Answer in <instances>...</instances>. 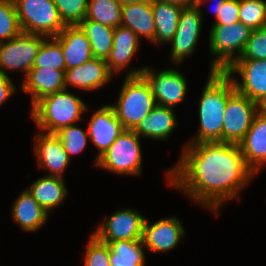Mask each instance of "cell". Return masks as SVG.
Segmentation results:
<instances>
[{
	"label": "cell",
	"mask_w": 266,
	"mask_h": 266,
	"mask_svg": "<svg viewBox=\"0 0 266 266\" xmlns=\"http://www.w3.org/2000/svg\"><path fill=\"white\" fill-rule=\"evenodd\" d=\"M181 150L179 161L165 173L168 186L216 216L227 201L238 202L255 178L236 143H185Z\"/></svg>",
	"instance_id": "obj_1"
},
{
	"label": "cell",
	"mask_w": 266,
	"mask_h": 266,
	"mask_svg": "<svg viewBox=\"0 0 266 266\" xmlns=\"http://www.w3.org/2000/svg\"><path fill=\"white\" fill-rule=\"evenodd\" d=\"M198 103L199 130L186 143L223 142L224 111L229 97L236 91L225 72H209Z\"/></svg>",
	"instance_id": "obj_2"
},
{
	"label": "cell",
	"mask_w": 266,
	"mask_h": 266,
	"mask_svg": "<svg viewBox=\"0 0 266 266\" xmlns=\"http://www.w3.org/2000/svg\"><path fill=\"white\" fill-rule=\"evenodd\" d=\"M89 106L77 95L64 89L49 94L37 101L30 111V117L37 130L47 134H55L61 128L75 125L84 118Z\"/></svg>",
	"instance_id": "obj_3"
},
{
	"label": "cell",
	"mask_w": 266,
	"mask_h": 266,
	"mask_svg": "<svg viewBox=\"0 0 266 266\" xmlns=\"http://www.w3.org/2000/svg\"><path fill=\"white\" fill-rule=\"evenodd\" d=\"M116 101L109 103L124 129L133 130L157 105L141 76H125Z\"/></svg>",
	"instance_id": "obj_4"
},
{
	"label": "cell",
	"mask_w": 266,
	"mask_h": 266,
	"mask_svg": "<svg viewBox=\"0 0 266 266\" xmlns=\"http://www.w3.org/2000/svg\"><path fill=\"white\" fill-rule=\"evenodd\" d=\"M208 31L210 73L226 71L245 49L252 30L240 21L231 25H212Z\"/></svg>",
	"instance_id": "obj_5"
},
{
	"label": "cell",
	"mask_w": 266,
	"mask_h": 266,
	"mask_svg": "<svg viewBox=\"0 0 266 266\" xmlns=\"http://www.w3.org/2000/svg\"><path fill=\"white\" fill-rule=\"evenodd\" d=\"M140 136L124 129L98 161L96 167L120 176L142 174V146Z\"/></svg>",
	"instance_id": "obj_6"
},
{
	"label": "cell",
	"mask_w": 266,
	"mask_h": 266,
	"mask_svg": "<svg viewBox=\"0 0 266 266\" xmlns=\"http://www.w3.org/2000/svg\"><path fill=\"white\" fill-rule=\"evenodd\" d=\"M21 31L56 37L66 27L52 0H14Z\"/></svg>",
	"instance_id": "obj_7"
},
{
	"label": "cell",
	"mask_w": 266,
	"mask_h": 266,
	"mask_svg": "<svg viewBox=\"0 0 266 266\" xmlns=\"http://www.w3.org/2000/svg\"><path fill=\"white\" fill-rule=\"evenodd\" d=\"M153 68L145 66L140 76L148 84L157 105L174 109L175 106L183 103L188 91V80L185 74L175 67L162 68L161 71Z\"/></svg>",
	"instance_id": "obj_8"
},
{
	"label": "cell",
	"mask_w": 266,
	"mask_h": 266,
	"mask_svg": "<svg viewBox=\"0 0 266 266\" xmlns=\"http://www.w3.org/2000/svg\"><path fill=\"white\" fill-rule=\"evenodd\" d=\"M45 38L43 35L21 32L11 40L1 42L0 72L10 76L7 72L21 71L26 76L33 67L38 50Z\"/></svg>",
	"instance_id": "obj_9"
},
{
	"label": "cell",
	"mask_w": 266,
	"mask_h": 266,
	"mask_svg": "<svg viewBox=\"0 0 266 266\" xmlns=\"http://www.w3.org/2000/svg\"><path fill=\"white\" fill-rule=\"evenodd\" d=\"M202 10L197 5L182 8L176 33L168 43L171 46L169 59L172 66L177 65L178 68L184 59L191 57L195 52L204 20Z\"/></svg>",
	"instance_id": "obj_10"
},
{
	"label": "cell",
	"mask_w": 266,
	"mask_h": 266,
	"mask_svg": "<svg viewBox=\"0 0 266 266\" xmlns=\"http://www.w3.org/2000/svg\"><path fill=\"white\" fill-rule=\"evenodd\" d=\"M145 219L136 209H119L98 225L92 234L106 244L118 240H142Z\"/></svg>",
	"instance_id": "obj_11"
},
{
	"label": "cell",
	"mask_w": 266,
	"mask_h": 266,
	"mask_svg": "<svg viewBox=\"0 0 266 266\" xmlns=\"http://www.w3.org/2000/svg\"><path fill=\"white\" fill-rule=\"evenodd\" d=\"M258 104L235 91L228 99L223 121V142L238 144L251 127Z\"/></svg>",
	"instance_id": "obj_12"
},
{
	"label": "cell",
	"mask_w": 266,
	"mask_h": 266,
	"mask_svg": "<svg viewBox=\"0 0 266 266\" xmlns=\"http://www.w3.org/2000/svg\"><path fill=\"white\" fill-rule=\"evenodd\" d=\"M238 93L259 104L266 98V60H236L226 71ZM241 78L234 77L237 75Z\"/></svg>",
	"instance_id": "obj_13"
},
{
	"label": "cell",
	"mask_w": 266,
	"mask_h": 266,
	"mask_svg": "<svg viewBox=\"0 0 266 266\" xmlns=\"http://www.w3.org/2000/svg\"><path fill=\"white\" fill-rule=\"evenodd\" d=\"M185 229L178 217L170 216L143 225V246L153 253H165L179 245L185 236Z\"/></svg>",
	"instance_id": "obj_14"
},
{
	"label": "cell",
	"mask_w": 266,
	"mask_h": 266,
	"mask_svg": "<svg viewBox=\"0 0 266 266\" xmlns=\"http://www.w3.org/2000/svg\"><path fill=\"white\" fill-rule=\"evenodd\" d=\"M87 129L90 141L98 150L93 161L94 166H96L98 159L106 153L123 132L124 127L115 115L113 108L109 103H105L93 112Z\"/></svg>",
	"instance_id": "obj_15"
},
{
	"label": "cell",
	"mask_w": 266,
	"mask_h": 266,
	"mask_svg": "<svg viewBox=\"0 0 266 266\" xmlns=\"http://www.w3.org/2000/svg\"><path fill=\"white\" fill-rule=\"evenodd\" d=\"M34 135V155L37 159V167L46 170L45 176L64 178L66 168L71 159L68 157L61 140L56 134H47L37 131Z\"/></svg>",
	"instance_id": "obj_16"
},
{
	"label": "cell",
	"mask_w": 266,
	"mask_h": 266,
	"mask_svg": "<svg viewBox=\"0 0 266 266\" xmlns=\"http://www.w3.org/2000/svg\"><path fill=\"white\" fill-rule=\"evenodd\" d=\"M140 41L141 39L131 29L121 25L114 28L113 47L106 60L109 70L114 75L127 68L129 70L125 76H140L145 66L129 68L134 56L140 51L138 48Z\"/></svg>",
	"instance_id": "obj_17"
},
{
	"label": "cell",
	"mask_w": 266,
	"mask_h": 266,
	"mask_svg": "<svg viewBox=\"0 0 266 266\" xmlns=\"http://www.w3.org/2000/svg\"><path fill=\"white\" fill-rule=\"evenodd\" d=\"M113 77L106 60L93 57L86 63L65 71V89L72 86L79 91H97L109 85Z\"/></svg>",
	"instance_id": "obj_18"
},
{
	"label": "cell",
	"mask_w": 266,
	"mask_h": 266,
	"mask_svg": "<svg viewBox=\"0 0 266 266\" xmlns=\"http://www.w3.org/2000/svg\"><path fill=\"white\" fill-rule=\"evenodd\" d=\"M19 89L30 94L32 107L44 96L65 89V72L56 68L32 67L22 79Z\"/></svg>",
	"instance_id": "obj_19"
},
{
	"label": "cell",
	"mask_w": 266,
	"mask_h": 266,
	"mask_svg": "<svg viewBox=\"0 0 266 266\" xmlns=\"http://www.w3.org/2000/svg\"><path fill=\"white\" fill-rule=\"evenodd\" d=\"M247 166L258 175L266 167V116L258 112L245 137L238 143Z\"/></svg>",
	"instance_id": "obj_20"
},
{
	"label": "cell",
	"mask_w": 266,
	"mask_h": 266,
	"mask_svg": "<svg viewBox=\"0 0 266 266\" xmlns=\"http://www.w3.org/2000/svg\"><path fill=\"white\" fill-rule=\"evenodd\" d=\"M178 125L173 108L156 105L133 131L144 139L166 141L172 136Z\"/></svg>",
	"instance_id": "obj_21"
},
{
	"label": "cell",
	"mask_w": 266,
	"mask_h": 266,
	"mask_svg": "<svg viewBox=\"0 0 266 266\" xmlns=\"http://www.w3.org/2000/svg\"><path fill=\"white\" fill-rule=\"evenodd\" d=\"M56 38L61 43L66 70L82 65L93 58L90 42L78 25L66 26Z\"/></svg>",
	"instance_id": "obj_22"
},
{
	"label": "cell",
	"mask_w": 266,
	"mask_h": 266,
	"mask_svg": "<svg viewBox=\"0 0 266 266\" xmlns=\"http://www.w3.org/2000/svg\"><path fill=\"white\" fill-rule=\"evenodd\" d=\"M11 218L23 231L36 232L48 221L50 214L24 189L14 200Z\"/></svg>",
	"instance_id": "obj_23"
},
{
	"label": "cell",
	"mask_w": 266,
	"mask_h": 266,
	"mask_svg": "<svg viewBox=\"0 0 266 266\" xmlns=\"http://www.w3.org/2000/svg\"><path fill=\"white\" fill-rule=\"evenodd\" d=\"M120 25L131 29L141 40L145 38L152 43L156 25L151 1L124 4Z\"/></svg>",
	"instance_id": "obj_24"
},
{
	"label": "cell",
	"mask_w": 266,
	"mask_h": 266,
	"mask_svg": "<svg viewBox=\"0 0 266 266\" xmlns=\"http://www.w3.org/2000/svg\"><path fill=\"white\" fill-rule=\"evenodd\" d=\"M26 189L48 214L53 213L69 194L64 178L45 175L32 181Z\"/></svg>",
	"instance_id": "obj_25"
},
{
	"label": "cell",
	"mask_w": 266,
	"mask_h": 266,
	"mask_svg": "<svg viewBox=\"0 0 266 266\" xmlns=\"http://www.w3.org/2000/svg\"><path fill=\"white\" fill-rule=\"evenodd\" d=\"M156 30L153 45L168 44L176 33L181 6L161 0L151 1Z\"/></svg>",
	"instance_id": "obj_26"
},
{
	"label": "cell",
	"mask_w": 266,
	"mask_h": 266,
	"mask_svg": "<svg viewBox=\"0 0 266 266\" xmlns=\"http://www.w3.org/2000/svg\"><path fill=\"white\" fill-rule=\"evenodd\" d=\"M78 26L90 42L93 57L107 60L113 47L114 28L86 18Z\"/></svg>",
	"instance_id": "obj_27"
},
{
	"label": "cell",
	"mask_w": 266,
	"mask_h": 266,
	"mask_svg": "<svg viewBox=\"0 0 266 266\" xmlns=\"http://www.w3.org/2000/svg\"><path fill=\"white\" fill-rule=\"evenodd\" d=\"M110 245V266H145L146 252L142 240H118Z\"/></svg>",
	"instance_id": "obj_28"
},
{
	"label": "cell",
	"mask_w": 266,
	"mask_h": 266,
	"mask_svg": "<svg viewBox=\"0 0 266 266\" xmlns=\"http://www.w3.org/2000/svg\"><path fill=\"white\" fill-rule=\"evenodd\" d=\"M122 6L118 0H88L86 19L116 28L121 23Z\"/></svg>",
	"instance_id": "obj_29"
},
{
	"label": "cell",
	"mask_w": 266,
	"mask_h": 266,
	"mask_svg": "<svg viewBox=\"0 0 266 266\" xmlns=\"http://www.w3.org/2000/svg\"><path fill=\"white\" fill-rule=\"evenodd\" d=\"M33 67H48L66 71L65 58L60 41L56 37H46L37 53Z\"/></svg>",
	"instance_id": "obj_30"
},
{
	"label": "cell",
	"mask_w": 266,
	"mask_h": 266,
	"mask_svg": "<svg viewBox=\"0 0 266 266\" xmlns=\"http://www.w3.org/2000/svg\"><path fill=\"white\" fill-rule=\"evenodd\" d=\"M239 21L251 30L266 27L265 0H239Z\"/></svg>",
	"instance_id": "obj_31"
},
{
	"label": "cell",
	"mask_w": 266,
	"mask_h": 266,
	"mask_svg": "<svg viewBox=\"0 0 266 266\" xmlns=\"http://www.w3.org/2000/svg\"><path fill=\"white\" fill-rule=\"evenodd\" d=\"M55 134L71 160L73 155L76 156L85 150L89 140L88 129L84 130L77 124L63 127Z\"/></svg>",
	"instance_id": "obj_32"
},
{
	"label": "cell",
	"mask_w": 266,
	"mask_h": 266,
	"mask_svg": "<svg viewBox=\"0 0 266 266\" xmlns=\"http://www.w3.org/2000/svg\"><path fill=\"white\" fill-rule=\"evenodd\" d=\"M14 0H0V43L21 33Z\"/></svg>",
	"instance_id": "obj_33"
},
{
	"label": "cell",
	"mask_w": 266,
	"mask_h": 266,
	"mask_svg": "<svg viewBox=\"0 0 266 266\" xmlns=\"http://www.w3.org/2000/svg\"><path fill=\"white\" fill-rule=\"evenodd\" d=\"M66 26L78 25L86 18L88 0H52Z\"/></svg>",
	"instance_id": "obj_34"
},
{
	"label": "cell",
	"mask_w": 266,
	"mask_h": 266,
	"mask_svg": "<svg viewBox=\"0 0 266 266\" xmlns=\"http://www.w3.org/2000/svg\"><path fill=\"white\" fill-rule=\"evenodd\" d=\"M84 255V266H110V245L101 242L93 234Z\"/></svg>",
	"instance_id": "obj_35"
},
{
	"label": "cell",
	"mask_w": 266,
	"mask_h": 266,
	"mask_svg": "<svg viewBox=\"0 0 266 266\" xmlns=\"http://www.w3.org/2000/svg\"><path fill=\"white\" fill-rule=\"evenodd\" d=\"M237 60H266V27L252 30L245 49Z\"/></svg>",
	"instance_id": "obj_36"
},
{
	"label": "cell",
	"mask_w": 266,
	"mask_h": 266,
	"mask_svg": "<svg viewBox=\"0 0 266 266\" xmlns=\"http://www.w3.org/2000/svg\"><path fill=\"white\" fill-rule=\"evenodd\" d=\"M239 0H225L212 25H231L239 21Z\"/></svg>",
	"instance_id": "obj_37"
},
{
	"label": "cell",
	"mask_w": 266,
	"mask_h": 266,
	"mask_svg": "<svg viewBox=\"0 0 266 266\" xmlns=\"http://www.w3.org/2000/svg\"><path fill=\"white\" fill-rule=\"evenodd\" d=\"M16 85L13 83L11 76L3 75L0 72V106L4 104L8 98L16 93Z\"/></svg>",
	"instance_id": "obj_38"
},
{
	"label": "cell",
	"mask_w": 266,
	"mask_h": 266,
	"mask_svg": "<svg viewBox=\"0 0 266 266\" xmlns=\"http://www.w3.org/2000/svg\"><path fill=\"white\" fill-rule=\"evenodd\" d=\"M164 2H169L181 7H192L196 5V0H161Z\"/></svg>",
	"instance_id": "obj_39"
},
{
	"label": "cell",
	"mask_w": 266,
	"mask_h": 266,
	"mask_svg": "<svg viewBox=\"0 0 266 266\" xmlns=\"http://www.w3.org/2000/svg\"><path fill=\"white\" fill-rule=\"evenodd\" d=\"M258 110L262 115L266 116V98L258 104Z\"/></svg>",
	"instance_id": "obj_40"
},
{
	"label": "cell",
	"mask_w": 266,
	"mask_h": 266,
	"mask_svg": "<svg viewBox=\"0 0 266 266\" xmlns=\"http://www.w3.org/2000/svg\"><path fill=\"white\" fill-rule=\"evenodd\" d=\"M212 0H196V5L198 6L199 9H202V6L206 2H211ZM225 0H214V2H224Z\"/></svg>",
	"instance_id": "obj_41"
},
{
	"label": "cell",
	"mask_w": 266,
	"mask_h": 266,
	"mask_svg": "<svg viewBox=\"0 0 266 266\" xmlns=\"http://www.w3.org/2000/svg\"><path fill=\"white\" fill-rule=\"evenodd\" d=\"M222 3H223V2H214V3H213V5H214V6H213V7H214V9H213V13H214V16H215V17H217V15H218V10L221 9V5H222Z\"/></svg>",
	"instance_id": "obj_42"
},
{
	"label": "cell",
	"mask_w": 266,
	"mask_h": 266,
	"mask_svg": "<svg viewBox=\"0 0 266 266\" xmlns=\"http://www.w3.org/2000/svg\"><path fill=\"white\" fill-rule=\"evenodd\" d=\"M118 1L124 5L128 3H140V2L152 1V0H118Z\"/></svg>",
	"instance_id": "obj_43"
}]
</instances>
